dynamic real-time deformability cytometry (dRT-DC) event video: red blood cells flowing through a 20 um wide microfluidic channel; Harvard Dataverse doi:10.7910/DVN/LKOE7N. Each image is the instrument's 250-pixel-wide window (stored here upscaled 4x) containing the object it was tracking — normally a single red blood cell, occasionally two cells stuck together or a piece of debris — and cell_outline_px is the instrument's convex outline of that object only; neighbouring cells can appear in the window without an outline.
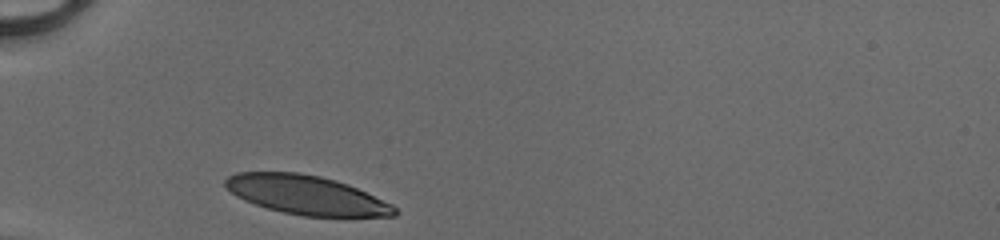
{"species": "human", "species_latin": "Homo sapiens", "temperature_condition": "cold", "stored_images_in_passage": 27, "camera_frame_rate_fps": 3000, "um_per_image_px": 0.085, "donor": {"sex": "male"}, "frame": {"image": 1, "passage_image": 1, "time_ms": 0.0, "image_size_px": [1000, 240], "cell_outline_px": [[396, 216], [304, 216], [284, 212], [268, 208], [244, 200], [236, 196], [224, 184], [224, 180], [228, 176], [236, 172], [300, 172], [320, 176], [336, 180], [348, 184], [392, 204], [396, 208]], "centroid_in_image_um": [26.03, 16.56], "position_along_channel_um": 59.0, "area_um2": 38.21}}
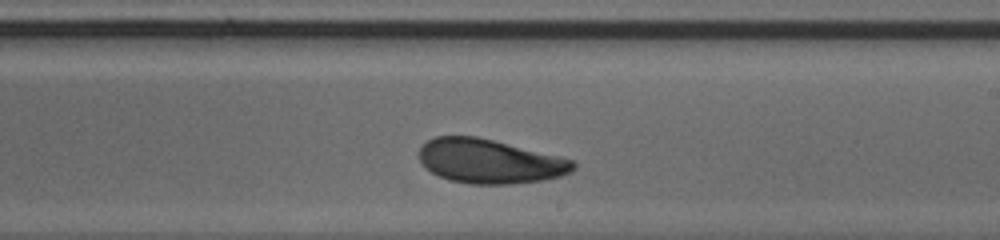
{"frame": {"image": 2, "passage_image": 16, "time_ms": 5.0, "image_size_px": [1000, 240], "cell_outline_px": [[576, 168], [572, 172], [560, 176], [544, 180], [512, 184], [472, 184], [448, 180], [432, 172], [420, 160], [420, 148], [428, 140], [436, 136], [476, 136], [572, 160], [576, 164]], "centroid_in_image_um": [41.62, 13.72], "position_along_channel_um": 247.4, "area_um2": 39.19}}
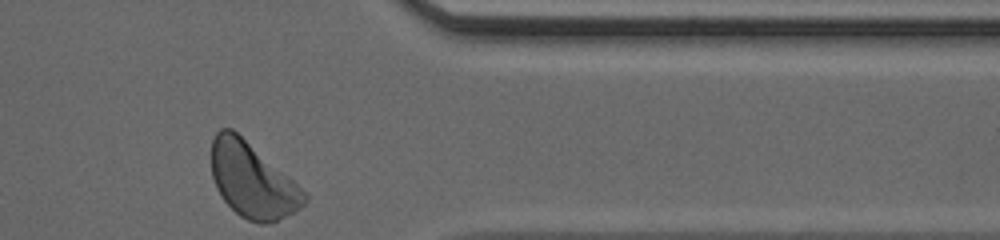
{"frame": {"image": 3, "passage_image": 27, "time_ms": 8.667, "image_size_px": [1000, 240], "cell_outline_px": [[308, 200], [300, 208], [268, 224], [260, 224], [248, 220], [240, 216], [220, 196], [216, 188], [212, 176], [212, 140], [216, 132], [220, 128], [232, 128], [288, 176], [308, 196]], "centroid_in_image_um": [21.42, 15.33], "position_along_channel_um": 390.0, "area_um2": 39.94}, "authors_computed_cell_mechanics": {"area_um2": 39.9398, "velocity_mm_per_s": 4.1073, "shape_relaxation_time_tau1_ms": 2.7264, "shape_relaxation_time_tau2_ms": 5.1901, "deformation_change_tau1": 0.1312, "deformation_change_tau2": 0.0958}}